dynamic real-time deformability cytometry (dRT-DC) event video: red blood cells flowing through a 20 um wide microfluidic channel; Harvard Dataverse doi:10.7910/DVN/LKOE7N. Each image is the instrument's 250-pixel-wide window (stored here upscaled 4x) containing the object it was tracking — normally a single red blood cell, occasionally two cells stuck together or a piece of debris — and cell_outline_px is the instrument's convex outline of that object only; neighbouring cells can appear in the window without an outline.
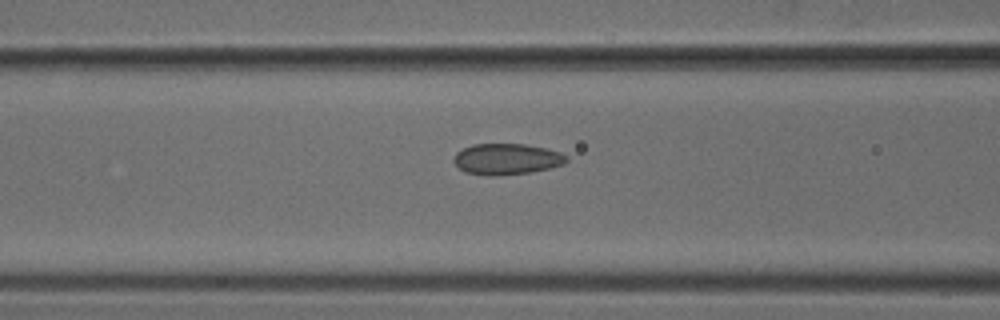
{"species": "common noctule bat (a hibernating species)", "species_latin": "Nyctalus noctula", "temperature_condition": "cold", "stored_images_in_passage": 27, "camera_frame_rate_fps": 3000, "um_per_image_px": 0.085, "animal": {"sex": "male", "body_mass_g": 18.8}, "frame": {"image": 1, "passage_image": 6, "time_ms": 1.667, "image_size_px": [1000, 320], "cell_outline_px": [[568, 160], [564, 164], [548, 168], [528, 172], [496, 176], [488, 176], [464, 172], [452, 160], [456, 152], [472, 144], [524, 144], [544, 148], [560, 152], [568, 156]], "centroid_in_image_um": [43.05, 13.52], "position_along_channel_um": 123.6, "area_um2": 20.35}}
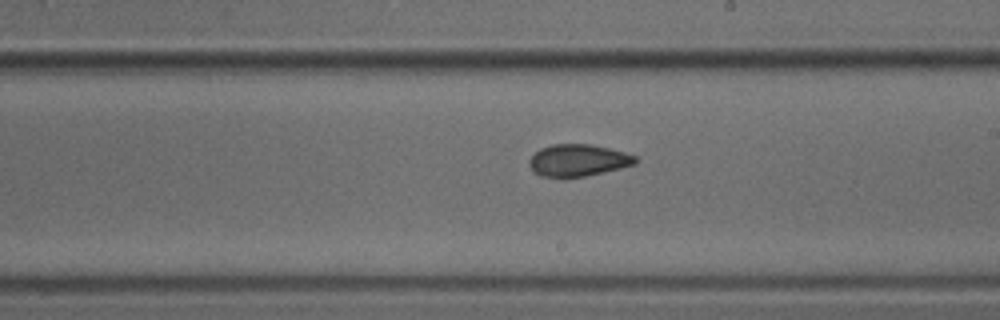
{"frame": {"image": 2, "passage_image": 15, "time_ms": 4.667, "image_size_px": [1000, 320], "cell_outline_px": [[636, 164], [620, 168], [584, 176], [564, 180], [560, 180], [540, 176], [532, 172], [528, 164], [532, 156], [540, 148], [552, 144], [588, 144], [608, 148], [624, 152], [636, 156]], "centroid_in_image_um": [49.06, 13.66], "position_along_channel_um": 239.9, "area_um2": 20.17}}
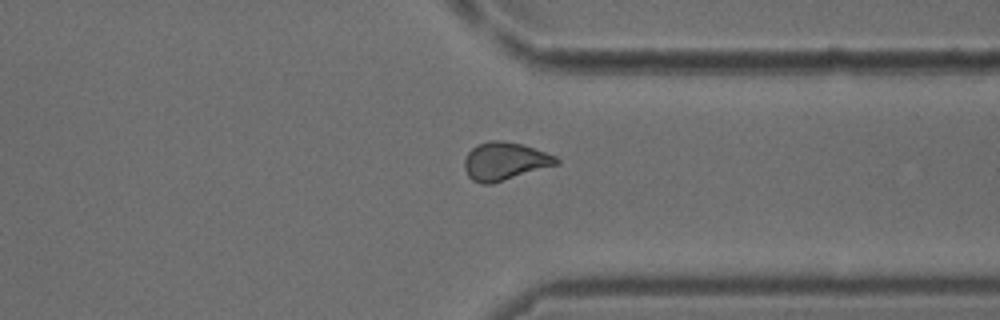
{"frame": {"image": 3, "passage_image": 25, "time_ms": 8.0, "image_size_px": [1000, 320], "cell_outline_px": [[560, 164], [492, 184], [480, 184], [472, 180], [468, 176], [464, 168], [464, 160], [468, 152], [476, 144], [488, 140], [500, 140], [520, 144], [556, 156], [560, 160]], "centroid_in_image_um": [42.89, 13.72], "position_along_channel_um": 368.5, "area_um2": 20.46}}